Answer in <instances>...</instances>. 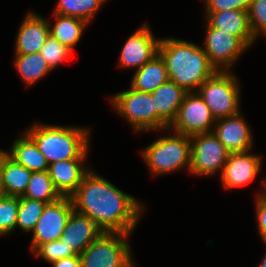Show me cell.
<instances>
[{
  "label": "cell",
  "instance_id": "cell-1",
  "mask_svg": "<svg viewBox=\"0 0 266 267\" xmlns=\"http://www.w3.org/2000/svg\"><path fill=\"white\" fill-rule=\"evenodd\" d=\"M74 210L94 220L104 232L131 234L144 205L90 170L71 196Z\"/></svg>",
  "mask_w": 266,
  "mask_h": 267
},
{
  "label": "cell",
  "instance_id": "cell-2",
  "mask_svg": "<svg viewBox=\"0 0 266 267\" xmlns=\"http://www.w3.org/2000/svg\"><path fill=\"white\" fill-rule=\"evenodd\" d=\"M158 54L165 62L168 78L187 92L198 90L217 71L204 49L193 42L162 38Z\"/></svg>",
  "mask_w": 266,
  "mask_h": 267
},
{
  "label": "cell",
  "instance_id": "cell-3",
  "mask_svg": "<svg viewBox=\"0 0 266 267\" xmlns=\"http://www.w3.org/2000/svg\"><path fill=\"white\" fill-rule=\"evenodd\" d=\"M91 129L34 124L25 131L49 164L69 159H86Z\"/></svg>",
  "mask_w": 266,
  "mask_h": 267
},
{
  "label": "cell",
  "instance_id": "cell-4",
  "mask_svg": "<svg viewBox=\"0 0 266 267\" xmlns=\"http://www.w3.org/2000/svg\"><path fill=\"white\" fill-rule=\"evenodd\" d=\"M141 152L153 176L171 173L185 166L190 170V136L174 131L172 136L159 138Z\"/></svg>",
  "mask_w": 266,
  "mask_h": 267
},
{
  "label": "cell",
  "instance_id": "cell-5",
  "mask_svg": "<svg viewBox=\"0 0 266 267\" xmlns=\"http://www.w3.org/2000/svg\"><path fill=\"white\" fill-rule=\"evenodd\" d=\"M111 101L115 111L130 122L136 132L169 128V125L156 113L150 93L130 87L115 94Z\"/></svg>",
  "mask_w": 266,
  "mask_h": 267
},
{
  "label": "cell",
  "instance_id": "cell-6",
  "mask_svg": "<svg viewBox=\"0 0 266 267\" xmlns=\"http://www.w3.org/2000/svg\"><path fill=\"white\" fill-rule=\"evenodd\" d=\"M216 119L230 117L240 111V88L230 71H216L197 90Z\"/></svg>",
  "mask_w": 266,
  "mask_h": 267
},
{
  "label": "cell",
  "instance_id": "cell-7",
  "mask_svg": "<svg viewBox=\"0 0 266 267\" xmlns=\"http://www.w3.org/2000/svg\"><path fill=\"white\" fill-rule=\"evenodd\" d=\"M128 233L103 232L80 254L81 267H135Z\"/></svg>",
  "mask_w": 266,
  "mask_h": 267
},
{
  "label": "cell",
  "instance_id": "cell-8",
  "mask_svg": "<svg viewBox=\"0 0 266 267\" xmlns=\"http://www.w3.org/2000/svg\"><path fill=\"white\" fill-rule=\"evenodd\" d=\"M191 165L189 172L200 176L222 173L230 155L228 149L220 142L213 132L190 136Z\"/></svg>",
  "mask_w": 266,
  "mask_h": 267
},
{
  "label": "cell",
  "instance_id": "cell-9",
  "mask_svg": "<svg viewBox=\"0 0 266 267\" xmlns=\"http://www.w3.org/2000/svg\"><path fill=\"white\" fill-rule=\"evenodd\" d=\"M209 107L197 91L187 92L169 130L186 136L212 132L215 124Z\"/></svg>",
  "mask_w": 266,
  "mask_h": 267
},
{
  "label": "cell",
  "instance_id": "cell-10",
  "mask_svg": "<svg viewBox=\"0 0 266 267\" xmlns=\"http://www.w3.org/2000/svg\"><path fill=\"white\" fill-rule=\"evenodd\" d=\"M74 210L71 197L46 204L33 233L30 250L33 253L40 245L59 240L63 234L67 220Z\"/></svg>",
  "mask_w": 266,
  "mask_h": 267
},
{
  "label": "cell",
  "instance_id": "cell-11",
  "mask_svg": "<svg viewBox=\"0 0 266 267\" xmlns=\"http://www.w3.org/2000/svg\"><path fill=\"white\" fill-rule=\"evenodd\" d=\"M204 52L217 71H230V67L249 48L239 37L211 27L207 22Z\"/></svg>",
  "mask_w": 266,
  "mask_h": 267
},
{
  "label": "cell",
  "instance_id": "cell-12",
  "mask_svg": "<svg viewBox=\"0 0 266 267\" xmlns=\"http://www.w3.org/2000/svg\"><path fill=\"white\" fill-rule=\"evenodd\" d=\"M159 43L160 39L154 37L147 23L142 25L124 43L119 66L138 70L158 54Z\"/></svg>",
  "mask_w": 266,
  "mask_h": 267
},
{
  "label": "cell",
  "instance_id": "cell-13",
  "mask_svg": "<svg viewBox=\"0 0 266 267\" xmlns=\"http://www.w3.org/2000/svg\"><path fill=\"white\" fill-rule=\"evenodd\" d=\"M261 162V156L253 155L249 151L230 153L222 173L219 174L222 186L226 189H236L247 185L259 174Z\"/></svg>",
  "mask_w": 266,
  "mask_h": 267
},
{
  "label": "cell",
  "instance_id": "cell-14",
  "mask_svg": "<svg viewBox=\"0 0 266 267\" xmlns=\"http://www.w3.org/2000/svg\"><path fill=\"white\" fill-rule=\"evenodd\" d=\"M250 126L241 113L216 119L213 133L230 153L246 152L252 148L253 136Z\"/></svg>",
  "mask_w": 266,
  "mask_h": 267
},
{
  "label": "cell",
  "instance_id": "cell-15",
  "mask_svg": "<svg viewBox=\"0 0 266 267\" xmlns=\"http://www.w3.org/2000/svg\"><path fill=\"white\" fill-rule=\"evenodd\" d=\"M103 232L90 217L73 210L67 220L60 240L70 247L75 254L80 255Z\"/></svg>",
  "mask_w": 266,
  "mask_h": 267
},
{
  "label": "cell",
  "instance_id": "cell-16",
  "mask_svg": "<svg viewBox=\"0 0 266 267\" xmlns=\"http://www.w3.org/2000/svg\"><path fill=\"white\" fill-rule=\"evenodd\" d=\"M49 35V21L29 11L16 35L15 54L40 52Z\"/></svg>",
  "mask_w": 266,
  "mask_h": 267
},
{
  "label": "cell",
  "instance_id": "cell-17",
  "mask_svg": "<svg viewBox=\"0 0 266 267\" xmlns=\"http://www.w3.org/2000/svg\"><path fill=\"white\" fill-rule=\"evenodd\" d=\"M85 159L61 160L48 165V173L62 197H71L84 176L91 170L83 164Z\"/></svg>",
  "mask_w": 266,
  "mask_h": 267
},
{
  "label": "cell",
  "instance_id": "cell-18",
  "mask_svg": "<svg viewBox=\"0 0 266 267\" xmlns=\"http://www.w3.org/2000/svg\"><path fill=\"white\" fill-rule=\"evenodd\" d=\"M206 22L213 28L224 30L239 37L248 47L255 43L250 28L248 11H205Z\"/></svg>",
  "mask_w": 266,
  "mask_h": 267
},
{
  "label": "cell",
  "instance_id": "cell-19",
  "mask_svg": "<svg viewBox=\"0 0 266 267\" xmlns=\"http://www.w3.org/2000/svg\"><path fill=\"white\" fill-rule=\"evenodd\" d=\"M187 91L172 80H167L153 92L156 113L170 126L175 120Z\"/></svg>",
  "mask_w": 266,
  "mask_h": 267
},
{
  "label": "cell",
  "instance_id": "cell-20",
  "mask_svg": "<svg viewBox=\"0 0 266 267\" xmlns=\"http://www.w3.org/2000/svg\"><path fill=\"white\" fill-rule=\"evenodd\" d=\"M11 145L9 156L29 171H48V163L34 140L25 132Z\"/></svg>",
  "mask_w": 266,
  "mask_h": 267
},
{
  "label": "cell",
  "instance_id": "cell-21",
  "mask_svg": "<svg viewBox=\"0 0 266 267\" xmlns=\"http://www.w3.org/2000/svg\"><path fill=\"white\" fill-rule=\"evenodd\" d=\"M169 80L164 60L157 54L151 61L135 71L131 88L137 91L151 93Z\"/></svg>",
  "mask_w": 266,
  "mask_h": 267
},
{
  "label": "cell",
  "instance_id": "cell-22",
  "mask_svg": "<svg viewBox=\"0 0 266 267\" xmlns=\"http://www.w3.org/2000/svg\"><path fill=\"white\" fill-rule=\"evenodd\" d=\"M53 16L56 18V22L52 25L49 21L50 35L73 51V47H76L88 23L77 17L56 13H53Z\"/></svg>",
  "mask_w": 266,
  "mask_h": 267
},
{
  "label": "cell",
  "instance_id": "cell-23",
  "mask_svg": "<svg viewBox=\"0 0 266 267\" xmlns=\"http://www.w3.org/2000/svg\"><path fill=\"white\" fill-rule=\"evenodd\" d=\"M31 176L32 171L8 156L3 167L2 194L16 197L23 196Z\"/></svg>",
  "mask_w": 266,
  "mask_h": 267
},
{
  "label": "cell",
  "instance_id": "cell-24",
  "mask_svg": "<svg viewBox=\"0 0 266 267\" xmlns=\"http://www.w3.org/2000/svg\"><path fill=\"white\" fill-rule=\"evenodd\" d=\"M15 56V68L27 86L35 84L52 71L40 52Z\"/></svg>",
  "mask_w": 266,
  "mask_h": 267
},
{
  "label": "cell",
  "instance_id": "cell-25",
  "mask_svg": "<svg viewBox=\"0 0 266 267\" xmlns=\"http://www.w3.org/2000/svg\"><path fill=\"white\" fill-rule=\"evenodd\" d=\"M21 197L48 204L59 200L62 196L56 190L48 171H36L32 172L27 189Z\"/></svg>",
  "mask_w": 266,
  "mask_h": 267
},
{
  "label": "cell",
  "instance_id": "cell-26",
  "mask_svg": "<svg viewBox=\"0 0 266 267\" xmlns=\"http://www.w3.org/2000/svg\"><path fill=\"white\" fill-rule=\"evenodd\" d=\"M106 0H58V4L53 13L77 17L91 22L96 12Z\"/></svg>",
  "mask_w": 266,
  "mask_h": 267
},
{
  "label": "cell",
  "instance_id": "cell-27",
  "mask_svg": "<svg viewBox=\"0 0 266 267\" xmlns=\"http://www.w3.org/2000/svg\"><path fill=\"white\" fill-rule=\"evenodd\" d=\"M46 204L39 200L19 197L16 228L20 227L23 232H32Z\"/></svg>",
  "mask_w": 266,
  "mask_h": 267
},
{
  "label": "cell",
  "instance_id": "cell-28",
  "mask_svg": "<svg viewBox=\"0 0 266 267\" xmlns=\"http://www.w3.org/2000/svg\"><path fill=\"white\" fill-rule=\"evenodd\" d=\"M19 197L0 194V236L16 228Z\"/></svg>",
  "mask_w": 266,
  "mask_h": 267
},
{
  "label": "cell",
  "instance_id": "cell-29",
  "mask_svg": "<svg viewBox=\"0 0 266 267\" xmlns=\"http://www.w3.org/2000/svg\"><path fill=\"white\" fill-rule=\"evenodd\" d=\"M40 53L53 70L70 57L72 50L49 35L46 42L41 47Z\"/></svg>",
  "mask_w": 266,
  "mask_h": 267
},
{
  "label": "cell",
  "instance_id": "cell-30",
  "mask_svg": "<svg viewBox=\"0 0 266 267\" xmlns=\"http://www.w3.org/2000/svg\"><path fill=\"white\" fill-rule=\"evenodd\" d=\"M250 28L254 39L266 35V0H252L248 9Z\"/></svg>",
  "mask_w": 266,
  "mask_h": 267
},
{
  "label": "cell",
  "instance_id": "cell-31",
  "mask_svg": "<svg viewBox=\"0 0 266 267\" xmlns=\"http://www.w3.org/2000/svg\"><path fill=\"white\" fill-rule=\"evenodd\" d=\"M33 253L35 257H40L49 263L54 260L76 255L72 249L66 246L65 243H62L60 239L40 245Z\"/></svg>",
  "mask_w": 266,
  "mask_h": 267
},
{
  "label": "cell",
  "instance_id": "cell-32",
  "mask_svg": "<svg viewBox=\"0 0 266 267\" xmlns=\"http://www.w3.org/2000/svg\"><path fill=\"white\" fill-rule=\"evenodd\" d=\"M252 0H204L205 11H248Z\"/></svg>",
  "mask_w": 266,
  "mask_h": 267
},
{
  "label": "cell",
  "instance_id": "cell-33",
  "mask_svg": "<svg viewBox=\"0 0 266 267\" xmlns=\"http://www.w3.org/2000/svg\"><path fill=\"white\" fill-rule=\"evenodd\" d=\"M263 191L256 196L257 227L263 242L266 243V179L262 183Z\"/></svg>",
  "mask_w": 266,
  "mask_h": 267
},
{
  "label": "cell",
  "instance_id": "cell-34",
  "mask_svg": "<svg viewBox=\"0 0 266 267\" xmlns=\"http://www.w3.org/2000/svg\"><path fill=\"white\" fill-rule=\"evenodd\" d=\"M53 267H81L80 255H73L51 262Z\"/></svg>",
  "mask_w": 266,
  "mask_h": 267
},
{
  "label": "cell",
  "instance_id": "cell-35",
  "mask_svg": "<svg viewBox=\"0 0 266 267\" xmlns=\"http://www.w3.org/2000/svg\"><path fill=\"white\" fill-rule=\"evenodd\" d=\"M9 156L8 151H4L0 149V194H2V175H3V167L6 161V158Z\"/></svg>",
  "mask_w": 266,
  "mask_h": 267
},
{
  "label": "cell",
  "instance_id": "cell-36",
  "mask_svg": "<svg viewBox=\"0 0 266 267\" xmlns=\"http://www.w3.org/2000/svg\"><path fill=\"white\" fill-rule=\"evenodd\" d=\"M266 244V243H265ZM259 267H266V255L264 256V258L262 259V262L260 263Z\"/></svg>",
  "mask_w": 266,
  "mask_h": 267
}]
</instances>
